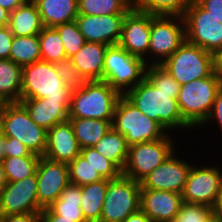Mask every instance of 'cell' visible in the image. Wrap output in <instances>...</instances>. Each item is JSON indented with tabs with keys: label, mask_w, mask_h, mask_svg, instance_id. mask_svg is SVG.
I'll return each mask as SVG.
<instances>
[{
	"label": "cell",
	"mask_w": 222,
	"mask_h": 222,
	"mask_svg": "<svg viewBox=\"0 0 222 222\" xmlns=\"http://www.w3.org/2000/svg\"><path fill=\"white\" fill-rule=\"evenodd\" d=\"M179 93H165L153 85L146 77L124 96L144 115L157 121L165 130L192 128L182 117Z\"/></svg>",
	"instance_id": "obj_1"
},
{
	"label": "cell",
	"mask_w": 222,
	"mask_h": 222,
	"mask_svg": "<svg viewBox=\"0 0 222 222\" xmlns=\"http://www.w3.org/2000/svg\"><path fill=\"white\" fill-rule=\"evenodd\" d=\"M71 93L53 63L41 60L22 67L21 99L60 101L69 111Z\"/></svg>",
	"instance_id": "obj_2"
},
{
	"label": "cell",
	"mask_w": 222,
	"mask_h": 222,
	"mask_svg": "<svg viewBox=\"0 0 222 222\" xmlns=\"http://www.w3.org/2000/svg\"><path fill=\"white\" fill-rule=\"evenodd\" d=\"M121 96L107 82L86 81L83 87L72 90L69 117L113 120Z\"/></svg>",
	"instance_id": "obj_3"
},
{
	"label": "cell",
	"mask_w": 222,
	"mask_h": 222,
	"mask_svg": "<svg viewBox=\"0 0 222 222\" xmlns=\"http://www.w3.org/2000/svg\"><path fill=\"white\" fill-rule=\"evenodd\" d=\"M222 80L214 73L181 85L177 98L183 119L191 126L202 125L208 118Z\"/></svg>",
	"instance_id": "obj_4"
},
{
	"label": "cell",
	"mask_w": 222,
	"mask_h": 222,
	"mask_svg": "<svg viewBox=\"0 0 222 222\" xmlns=\"http://www.w3.org/2000/svg\"><path fill=\"white\" fill-rule=\"evenodd\" d=\"M112 127L124 135L128 146L156 141L168 134L157 121L144 115L124 95L116 104Z\"/></svg>",
	"instance_id": "obj_5"
},
{
	"label": "cell",
	"mask_w": 222,
	"mask_h": 222,
	"mask_svg": "<svg viewBox=\"0 0 222 222\" xmlns=\"http://www.w3.org/2000/svg\"><path fill=\"white\" fill-rule=\"evenodd\" d=\"M147 64L120 45L108 46L104 56L103 80L125 95L146 77Z\"/></svg>",
	"instance_id": "obj_6"
},
{
	"label": "cell",
	"mask_w": 222,
	"mask_h": 222,
	"mask_svg": "<svg viewBox=\"0 0 222 222\" xmlns=\"http://www.w3.org/2000/svg\"><path fill=\"white\" fill-rule=\"evenodd\" d=\"M3 135L17 138L32 153L44 156L47 130L38 126L20 102L2 103Z\"/></svg>",
	"instance_id": "obj_7"
},
{
	"label": "cell",
	"mask_w": 222,
	"mask_h": 222,
	"mask_svg": "<svg viewBox=\"0 0 222 222\" xmlns=\"http://www.w3.org/2000/svg\"><path fill=\"white\" fill-rule=\"evenodd\" d=\"M161 65L180 85L214 74L213 54L187 41Z\"/></svg>",
	"instance_id": "obj_8"
},
{
	"label": "cell",
	"mask_w": 222,
	"mask_h": 222,
	"mask_svg": "<svg viewBox=\"0 0 222 222\" xmlns=\"http://www.w3.org/2000/svg\"><path fill=\"white\" fill-rule=\"evenodd\" d=\"M141 183L124 175L108 180L100 222H123L140 209Z\"/></svg>",
	"instance_id": "obj_9"
},
{
	"label": "cell",
	"mask_w": 222,
	"mask_h": 222,
	"mask_svg": "<svg viewBox=\"0 0 222 222\" xmlns=\"http://www.w3.org/2000/svg\"><path fill=\"white\" fill-rule=\"evenodd\" d=\"M169 133L162 139L129 146L122 175L141 182L175 150Z\"/></svg>",
	"instance_id": "obj_10"
},
{
	"label": "cell",
	"mask_w": 222,
	"mask_h": 222,
	"mask_svg": "<svg viewBox=\"0 0 222 222\" xmlns=\"http://www.w3.org/2000/svg\"><path fill=\"white\" fill-rule=\"evenodd\" d=\"M185 41L183 16L151 14L149 53L155 56L153 64H162Z\"/></svg>",
	"instance_id": "obj_11"
},
{
	"label": "cell",
	"mask_w": 222,
	"mask_h": 222,
	"mask_svg": "<svg viewBox=\"0 0 222 222\" xmlns=\"http://www.w3.org/2000/svg\"><path fill=\"white\" fill-rule=\"evenodd\" d=\"M186 41L214 53L222 48V24L196 0L185 11Z\"/></svg>",
	"instance_id": "obj_12"
},
{
	"label": "cell",
	"mask_w": 222,
	"mask_h": 222,
	"mask_svg": "<svg viewBox=\"0 0 222 222\" xmlns=\"http://www.w3.org/2000/svg\"><path fill=\"white\" fill-rule=\"evenodd\" d=\"M222 190V172L218 167L192 166L182 192L183 202L214 208Z\"/></svg>",
	"instance_id": "obj_13"
},
{
	"label": "cell",
	"mask_w": 222,
	"mask_h": 222,
	"mask_svg": "<svg viewBox=\"0 0 222 222\" xmlns=\"http://www.w3.org/2000/svg\"><path fill=\"white\" fill-rule=\"evenodd\" d=\"M37 199L36 172L24 179L7 182L0 191V216L41 212Z\"/></svg>",
	"instance_id": "obj_14"
},
{
	"label": "cell",
	"mask_w": 222,
	"mask_h": 222,
	"mask_svg": "<svg viewBox=\"0 0 222 222\" xmlns=\"http://www.w3.org/2000/svg\"><path fill=\"white\" fill-rule=\"evenodd\" d=\"M35 172L38 204L44 209L55 202L63 189L70 183L69 168L66 163L41 156Z\"/></svg>",
	"instance_id": "obj_15"
},
{
	"label": "cell",
	"mask_w": 222,
	"mask_h": 222,
	"mask_svg": "<svg viewBox=\"0 0 222 222\" xmlns=\"http://www.w3.org/2000/svg\"><path fill=\"white\" fill-rule=\"evenodd\" d=\"M150 31L151 14L130 10L125 15L118 45L150 65L152 62H148L145 57L149 53Z\"/></svg>",
	"instance_id": "obj_16"
},
{
	"label": "cell",
	"mask_w": 222,
	"mask_h": 222,
	"mask_svg": "<svg viewBox=\"0 0 222 222\" xmlns=\"http://www.w3.org/2000/svg\"><path fill=\"white\" fill-rule=\"evenodd\" d=\"M174 153L140 182L144 189L165 190L182 194L192 166L175 157Z\"/></svg>",
	"instance_id": "obj_17"
},
{
	"label": "cell",
	"mask_w": 222,
	"mask_h": 222,
	"mask_svg": "<svg viewBox=\"0 0 222 222\" xmlns=\"http://www.w3.org/2000/svg\"><path fill=\"white\" fill-rule=\"evenodd\" d=\"M125 15L92 16L78 14L75 21L86 41L111 46L119 43Z\"/></svg>",
	"instance_id": "obj_18"
},
{
	"label": "cell",
	"mask_w": 222,
	"mask_h": 222,
	"mask_svg": "<svg viewBox=\"0 0 222 222\" xmlns=\"http://www.w3.org/2000/svg\"><path fill=\"white\" fill-rule=\"evenodd\" d=\"M182 194L165 190H140V209L152 222H172L182 206Z\"/></svg>",
	"instance_id": "obj_19"
},
{
	"label": "cell",
	"mask_w": 222,
	"mask_h": 222,
	"mask_svg": "<svg viewBox=\"0 0 222 222\" xmlns=\"http://www.w3.org/2000/svg\"><path fill=\"white\" fill-rule=\"evenodd\" d=\"M80 150L69 120L55 124L47 131L44 157L69 164L80 154Z\"/></svg>",
	"instance_id": "obj_20"
},
{
	"label": "cell",
	"mask_w": 222,
	"mask_h": 222,
	"mask_svg": "<svg viewBox=\"0 0 222 222\" xmlns=\"http://www.w3.org/2000/svg\"><path fill=\"white\" fill-rule=\"evenodd\" d=\"M28 112L30 118L40 127L49 130L55 124L69 119V111L60 101L41 99H21L19 101Z\"/></svg>",
	"instance_id": "obj_21"
},
{
	"label": "cell",
	"mask_w": 222,
	"mask_h": 222,
	"mask_svg": "<svg viewBox=\"0 0 222 222\" xmlns=\"http://www.w3.org/2000/svg\"><path fill=\"white\" fill-rule=\"evenodd\" d=\"M108 45L88 42L72 57L73 64L86 81L103 80L104 56Z\"/></svg>",
	"instance_id": "obj_22"
},
{
	"label": "cell",
	"mask_w": 222,
	"mask_h": 222,
	"mask_svg": "<svg viewBox=\"0 0 222 222\" xmlns=\"http://www.w3.org/2000/svg\"><path fill=\"white\" fill-rule=\"evenodd\" d=\"M44 27L72 22L78 16V0H33Z\"/></svg>",
	"instance_id": "obj_23"
},
{
	"label": "cell",
	"mask_w": 222,
	"mask_h": 222,
	"mask_svg": "<svg viewBox=\"0 0 222 222\" xmlns=\"http://www.w3.org/2000/svg\"><path fill=\"white\" fill-rule=\"evenodd\" d=\"M8 27L14 36H32L41 32L44 25L33 0H27L10 13Z\"/></svg>",
	"instance_id": "obj_24"
},
{
	"label": "cell",
	"mask_w": 222,
	"mask_h": 222,
	"mask_svg": "<svg viewBox=\"0 0 222 222\" xmlns=\"http://www.w3.org/2000/svg\"><path fill=\"white\" fill-rule=\"evenodd\" d=\"M68 120L81 149L97 144L112 127L113 121L77 117H69Z\"/></svg>",
	"instance_id": "obj_25"
},
{
	"label": "cell",
	"mask_w": 222,
	"mask_h": 222,
	"mask_svg": "<svg viewBox=\"0 0 222 222\" xmlns=\"http://www.w3.org/2000/svg\"><path fill=\"white\" fill-rule=\"evenodd\" d=\"M22 67L10 59H0V104L21 100Z\"/></svg>",
	"instance_id": "obj_26"
},
{
	"label": "cell",
	"mask_w": 222,
	"mask_h": 222,
	"mask_svg": "<svg viewBox=\"0 0 222 222\" xmlns=\"http://www.w3.org/2000/svg\"><path fill=\"white\" fill-rule=\"evenodd\" d=\"M107 186L108 179H102L81 187L80 208L86 222H100Z\"/></svg>",
	"instance_id": "obj_27"
},
{
	"label": "cell",
	"mask_w": 222,
	"mask_h": 222,
	"mask_svg": "<svg viewBox=\"0 0 222 222\" xmlns=\"http://www.w3.org/2000/svg\"><path fill=\"white\" fill-rule=\"evenodd\" d=\"M92 147L111 161L121 172L123 171L129 148L124 135L111 127L102 139Z\"/></svg>",
	"instance_id": "obj_28"
},
{
	"label": "cell",
	"mask_w": 222,
	"mask_h": 222,
	"mask_svg": "<svg viewBox=\"0 0 222 222\" xmlns=\"http://www.w3.org/2000/svg\"><path fill=\"white\" fill-rule=\"evenodd\" d=\"M81 204V186L69 183L62 191L59 198L48 208L55 214L64 218L75 219V222H86Z\"/></svg>",
	"instance_id": "obj_29"
},
{
	"label": "cell",
	"mask_w": 222,
	"mask_h": 222,
	"mask_svg": "<svg viewBox=\"0 0 222 222\" xmlns=\"http://www.w3.org/2000/svg\"><path fill=\"white\" fill-rule=\"evenodd\" d=\"M10 60L21 67L41 61L39 36H14Z\"/></svg>",
	"instance_id": "obj_30"
},
{
	"label": "cell",
	"mask_w": 222,
	"mask_h": 222,
	"mask_svg": "<svg viewBox=\"0 0 222 222\" xmlns=\"http://www.w3.org/2000/svg\"><path fill=\"white\" fill-rule=\"evenodd\" d=\"M38 36L42 61L55 64L66 58L60 34L55 27H44Z\"/></svg>",
	"instance_id": "obj_31"
},
{
	"label": "cell",
	"mask_w": 222,
	"mask_h": 222,
	"mask_svg": "<svg viewBox=\"0 0 222 222\" xmlns=\"http://www.w3.org/2000/svg\"><path fill=\"white\" fill-rule=\"evenodd\" d=\"M194 0H138L136 10L154 15L183 16Z\"/></svg>",
	"instance_id": "obj_32"
},
{
	"label": "cell",
	"mask_w": 222,
	"mask_h": 222,
	"mask_svg": "<svg viewBox=\"0 0 222 222\" xmlns=\"http://www.w3.org/2000/svg\"><path fill=\"white\" fill-rule=\"evenodd\" d=\"M40 156L6 157L2 163L7 182H14L33 175Z\"/></svg>",
	"instance_id": "obj_33"
},
{
	"label": "cell",
	"mask_w": 222,
	"mask_h": 222,
	"mask_svg": "<svg viewBox=\"0 0 222 222\" xmlns=\"http://www.w3.org/2000/svg\"><path fill=\"white\" fill-rule=\"evenodd\" d=\"M78 14L104 16L127 14L130 9L121 0H78Z\"/></svg>",
	"instance_id": "obj_34"
},
{
	"label": "cell",
	"mask_w": 222,
	"mask_h": 222,
	"mask_svg": "<svg viewBox=\"0 0 222 222\" xmlns=\"http://www.w3.org/2000/svg\"><path fill=\"white\" fill-rule=\"evenodd\" d=\"M68 168L71 184L82 187L103 179L97 170L80 154L68 164Z\"/></svg>",
	"instance_id": "obj_35"
},
{
	"label": "cell",
	"mask_w": 222,
	"mask_h": 222,
	"mask_svg": "<svg viewBox=\"0 0 222 222\" xmlns=\"http://www.w3.org/2000/svg\"><path fill=\"white\" fill-rule=\"evenodd\" d=\"M55 28L60 34L66 57L72 58L86 43L76 21L60 24Z\"/></svg>",
	"instance_id": "obj_36"
},
{
	"label": "cell",
	"mask_w": 222,
	"mask_h": 222,
	"mask_svg": "<svg viewBox=\"0 0 222 222\" xmlns=\"http://www.w3.org/2000/svg\"><path fill=\"white\" fill-rule=\"evenodd\" d=\"M80 155L97 170L103 179L113 180L122 174V172L111 161L101 155L93 147L81 149Z\"/></svg>",
	"instance_id": "obj_37"
},
{
	"label": "cell",
	"mask_w": 222,
	"mask_h": 222,
	"mask_svg": "<svg viewBox=\"0 0 222 222\" xmlns=\"http://www.w3.org/2000/svg\"><path fill=\"white\" fill-rule=\"evenodd\" d=\"M146 78L165 93H179L181 85L161 64L147 65Z\"/></svg>",
	"instance_id": "obj_38"
},
{
	"label": "cell",
	"mask_w": 222,
	"mask_h": 222,
	"mask_svg": "<svg viewBox=\"0 0 222 222\" xmlns=\"http://www.w3.org/2000/svg\"><path fill=\"white\" fill-rule=\"evenodd\" d=\"M213 215V208L183 202L177 216L172 222H206Z\"/></svg>",
	"instance_id": "obj_39"
},
{
	"label": "cell",
	"mask_w": 222,
	"mask_h": 222,
	"mask_svg": "<svg viewBox=\"0 0 222 222\" xmlns=\"http://www.w3.org/2000/svg\"><path fill=\"white\" fill-rule=\"evenodd\" d=\"M54 65L58 75L71 90L83 87L86 80L78 72V69L73 64L72 58L66 57Z\"/></svg>",
	"instance_id": "obj_40"
},
{
	"label": "cell",
	"mask_w": 222,
	"mask_h": 222,
	"mask_svg": "<svg viewBox=\"0 0 222 222\" xmlns=\"http://www.w3.org/2000/svg\"><path fill=\"white\" fill-rule=\"evenodd\" d=\"M25 156H39L32 153L21 141L17 138L0 136V161L2 162L6 157H25Z\"/></svg>",
	"instance_id": "obj_41"
},
{
	"label": "cell",
	"mask_w": 222,
	"mask_h": 222,
	"mask_svg": "<svg viewBox=\"0 0 222 222\" xmlns=\"http://www.w3.org/2000/svg\"><path fill=\"white\" fill-rule=\"evenodd\" d=\"M13 37L8 26L0 28V59H10Z\"/></svg>",
	"instance_id": "obj_42"
},
{
	"label": "cell",
	"mask_w": 222,
	"mask_h": 222,
	"mask_svg": "<svg viewBox=\"0 0 222 222\" xmlns=\"http://www.w3.org/2000/svg\"><path fill=\"white\" fill-rule=\"evenodd\" d=\"M219 23L222 24V0H196Z\"/></svg>",
	"instance_id": "obj_43"
},
{
	"label": "cell",
	"mask_w": 222,
	"mask_h": 222,
	"mask_svg": "<svg viewBox=\"0 0 222 222\" xmlns=\"http://www.w3.org/2000/svg\"><path fill=\"white\" fill-rule=\"evenodd\" d=\"M212 119H214V121L216 120L218 122V124L220 125V128L222 130V86L217 91L215 100L213 102L212 110H211L208 118L206 119V121L202 125L206 124L207 122H209V120L211 121Z\"/></svg>",
	"instance_id": "obj_44"
},
{
	"label": "cell",
	"mask_w": 222,
	"mask_h": 222,
	"mask_svg": "<svg viewBox=\"0 0 222 222\" xmlns=\"http://www.w3.org/2000/svg\"><path fill=\"white\" fill-rule=\"evenodd\" d=\"M2 222H40V212L1 216Z\"/></svg>",
	"instance_id": "obj_45"
},
{
	"label": "cell",
	"mask_w": 222,
	"mask_h": 222,
	"mask_svg": "<svg viewBox=\"0 0 222 222\" xmlns=\"http://www.w3.org/2000/svg\"><path fill=\"white\" fill-rule=\"evenodd\" d=\"M40 222H75V219L64 218L61 215L53 213L47 207L40 212Z\"/></svg>",
	"instance_id": "obj_46"
},
{
	"label": "cell",
	"mask_w": 222,
	"mask_h": 222,
	"mask_svg": "<svg viewBox=\"0 0 222 222\" xmlns=\"http://www.w3.org/2000/svg\"><path fill=\"white\" fill-rule=\"evenodd\" d=\"M214 73L222 80V48L213 53Z\"/></svg>",
	"instance_id": "obj_47"
},
{
	"label": "cell",
	"mask_w": 222,
	"mask_h": 222,
	"mask_svg": "<svg viewBox=\"0 0 222 222\" xmlns=\"http://www.w3.org/2000/svg\"><path fill=\"white\" fill-rule=\"evenodd\" d=\"M27 0H0V6L11 13L18 7L22 6Z\"/></svg>",
	"instance_id": "obj_48"
},
{
	"label": "cell",
	"mask_w": 222,
	"mask_h": 222,
	"mask_svg": "<svg viewBox=\"0 0 222 222\" xmlns=\"http://www.w3.org/2000/svg\"><path fill=\"white\" fill-rule=\"evenodd\" d=\"M123 222H152V221L141 209H139L136 213L129 215Z\"/></svg>",
	"instance_id": "obj_49"
},
{
	"label": "cell",
	"mask_w": 222,
	"mask_h": 222,
	"mask_svg": "<svg viewBox=\"0 0 222 222\" xmlns=\"http://www.w3.org/2000/svg\"><path fill=\"white\" fill-rule=\"evenodd\" d=\"M213 215L222 221V190L218 196L217 202L213 208Z\"/></svg>",
	"instance_id": "obj_50"
},
{
	"label": "cell",
	"mask_w": 222,
	"mask_h": 222,
	"mask_svg": "<svg viewBox=\"0 0 222 222\" xmlns=\"http://www.w3.org/2000/svg\"><path fill=\"white\" fill-rule=\"evenodd\" d=\"M10 13L0 6V28L8 26Z\"/></svg>",
	"instance_id": "obj_51"
},
{
	"label": "cell",
	"mask_w": 222,
	"mask_h": 222,
	"mask_svg": "<svg viewBox=\"0 0 222 222\" xmlns=\"http://www.w3.org/2000/svg\"><path fill=\"white\" fill-rule=\"evenodd\" d=\"M7 184V179L5 176L4 166L3 163L0 161V191L5 187Z\"/></svg>",
	"instance_id": "obj_52"
},
{
	"label": "cell",
	"mask_w": 222,
	"mask_h": 222,
	"mask_svg": "<svg viewBox=\"0 0 222 222\" xmlns=\"http://www.w3.org/2000/svg\"><path fill=\"white\" fill-rule=\"evenodd\" d=\"M130 10H136L138 0H121Z\"/></svg>",
	"instance_id": "obj_53"
},
{
	"label": "cell",
	"mask_w": 222,
	"mask_h": 222,
	"mask_svg": "<svg viewBox=\"0 0 222 222\" xmlns=\"http://www.w3.org/2000/svg\"><path fill=\"white\" fill-rule=\"evenodd\" d=\"M3 134L2 129V104H0V136Z\"/></svg>",
	"instance_id": "obj_54"
},
{
	"label": "cell",
	"mask_w": 222,
	"mask_h": 222,
	"mask_svg": "<svg viewBox=\"0 0 222 222\" xmlns=\"http://www.w3.org/2000/svg\"><path fill=\"white\" fill-rule=\"evenodd\" d=\"M206 222H222L220 219L212 215Z\"/></svg>",
	"instance_id": "obj_55"
}]
</instances>
